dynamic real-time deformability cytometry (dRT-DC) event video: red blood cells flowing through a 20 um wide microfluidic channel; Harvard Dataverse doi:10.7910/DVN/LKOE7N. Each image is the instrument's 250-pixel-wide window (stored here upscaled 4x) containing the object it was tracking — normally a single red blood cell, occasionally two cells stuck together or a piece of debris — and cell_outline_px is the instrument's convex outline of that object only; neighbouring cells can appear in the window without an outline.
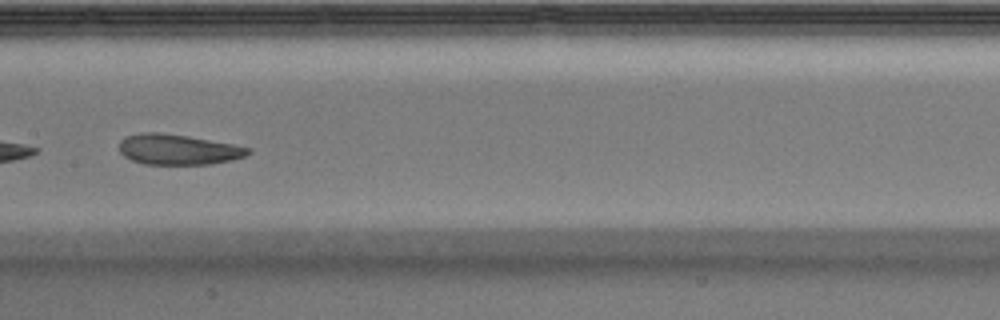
{"species": "Egyptian fruit bat (a non-hibernating species)", "species_latin": "Rousettus aegyptiacus", "temperature_condition": "warm", "stored_images_in_passage": 34, "camera_frame_rate_fps": 3000, "um_per_image_px": 0.085, "animal": {"sex": "male"}, "frame": {"image": 1, "passage_image": 15, "time_ms": 4.667, "image_size_px": [1000, 320], "cell_outline_px": [[252, 152], [244, 156], [232, 160], [212, 164], [144, 164], [132, 160], [124, 156], [120, 152], [120, 140], [124, 136], [140, 132], [160, 132], [188, 136], [232, 144], [252, 148]], "centroid_in_image_um": [15.13, 12.7], "position_along_channel_um": 192.3, "area_um2": 22.95}, "authors_computed_cell_mechanics": {"area_um2": 24.0159, "velocity_mm_per_s": 3.8947, "shape_relaxation_time_tau1_ms": 2.6921, "shape_relaxation_time_tau2_ms": 3.2344, "deformation_change_tau1": 0.0888, "deformation_change_tau2": 0.1093}}